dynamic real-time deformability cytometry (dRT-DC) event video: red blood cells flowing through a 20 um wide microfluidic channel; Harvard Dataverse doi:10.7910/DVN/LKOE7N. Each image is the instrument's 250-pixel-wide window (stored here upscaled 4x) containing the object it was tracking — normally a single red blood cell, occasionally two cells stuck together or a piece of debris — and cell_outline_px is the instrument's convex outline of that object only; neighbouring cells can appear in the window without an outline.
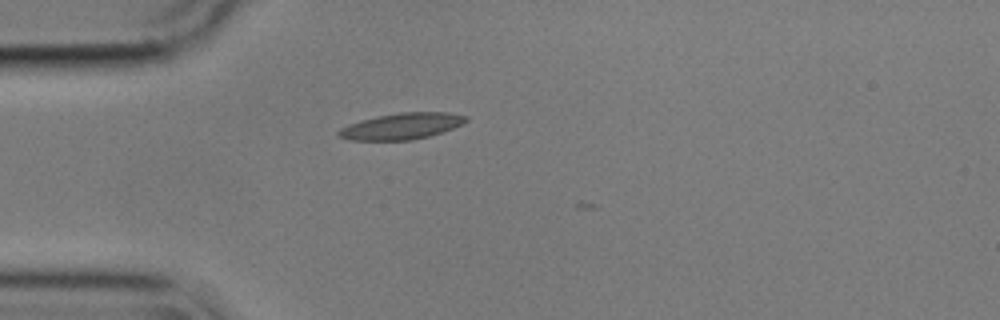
{"species": "common noctule bat (a hibernating species)", "species_latin": "Nyctalus noctula", "temperature_condition": "cold", "stored_images_in_passage": 5, "camera_frame_rate_fps": 3000, "um_per_image_px": 0.085, "animal": {"sex": "male", "body_mass_g": 17.9}, "frame": {"image": 1, "passage_image": 1, "time_ms": 0.0, "image_size_px": [1000, 320], "cell_outline_px": [[468, 120], [452, 128], [428, 136], [412, 140], [348, 140], [336, 136], [336, 132], [340, 128], [348, 124], [360, 120], [400, 112], [448, 112], [468, 116]], "centroid_in_image_um": [34.08, 10.72], "position_along_channel_um": 50.9, "area_um2": 19.42}}